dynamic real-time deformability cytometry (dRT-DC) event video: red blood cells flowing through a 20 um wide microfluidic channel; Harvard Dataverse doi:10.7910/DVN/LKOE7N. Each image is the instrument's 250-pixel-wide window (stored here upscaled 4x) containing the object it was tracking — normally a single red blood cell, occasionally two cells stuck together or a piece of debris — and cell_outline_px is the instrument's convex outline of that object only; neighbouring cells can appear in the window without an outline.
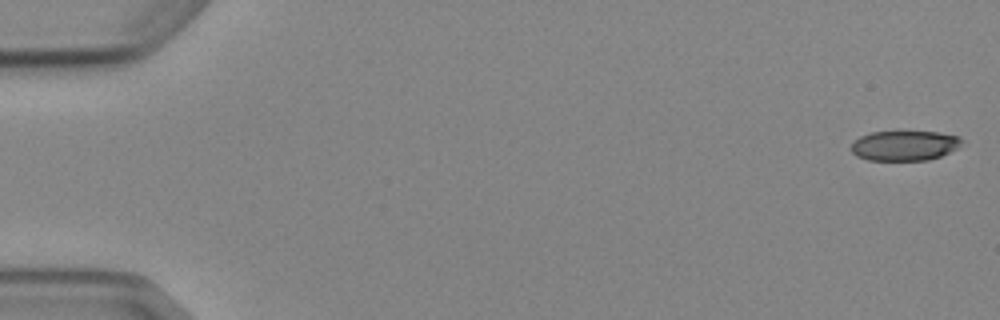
{"species": "Egyptian fruit bat (a non-hibernating species)", "species_latin": "Rousettus aegyptiacus", "temperature_condition": "cold", "stored_images_in_passage": 5, "camera_frame_rate_fps": 3000, "um_per_image_px": 0.085, "animal": {"sex": "female"}, "frame": {"image": 1, "passage_image": 1, "time_ms": 0.0, "image_size_px": [1000, 320], "cell_outline_px": [[964, 140], [960, 148], [940, 156], [928, 160], [868, 160], [856, 156], [848, 148], [860, 136], [872, 132], [940, 132], [960, 136]], "centroid_in_image_um": [76.92, 12.38], "position_along_channel_um": 8.1, "area_um2": 19.54}}
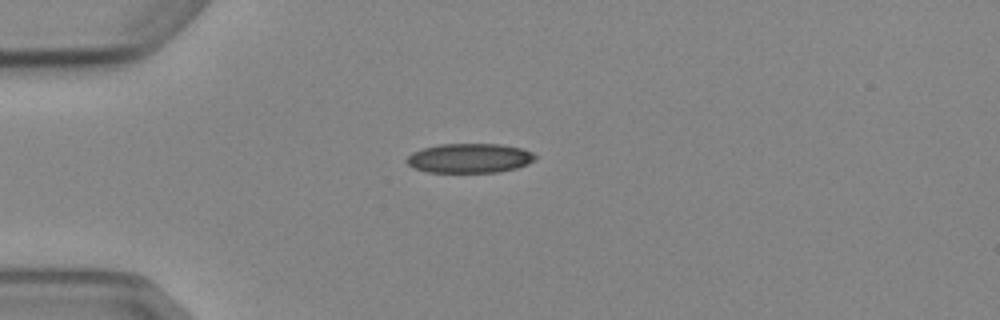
{"frame": {"image": 2, "passage_image": 4, "time_ms": 4.333, "image_size_px": [1000, 320], "cell_outline_px": [[536, 160], [528, 164], [516, 168], [496, 172], [428, 172], [412, 168], [404, 160], [412, 152], [424, 148], [440, 144], [500, 144], [520, 148], [532, 152], [536, 156]], "centroid_in_image_um": [39.9, 13.45], "position_along_channel_um": 45.1, "area_um2": 22.08}}